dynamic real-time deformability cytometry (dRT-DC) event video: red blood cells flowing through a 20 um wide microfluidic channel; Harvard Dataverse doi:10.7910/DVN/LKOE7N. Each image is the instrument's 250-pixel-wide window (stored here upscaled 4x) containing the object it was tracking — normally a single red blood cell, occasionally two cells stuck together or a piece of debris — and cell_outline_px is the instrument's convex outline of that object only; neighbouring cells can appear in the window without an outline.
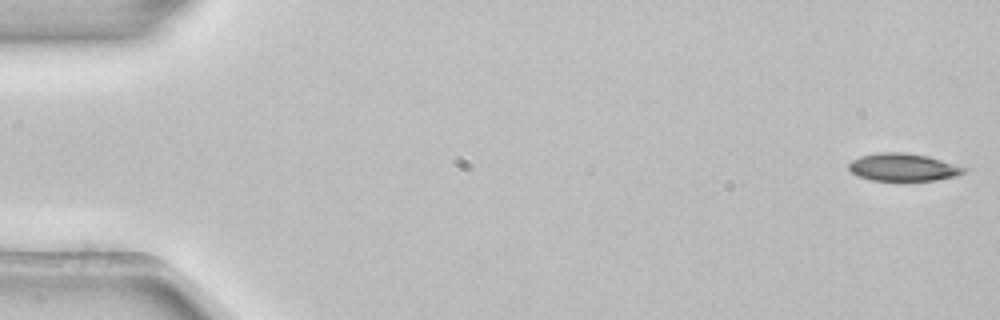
{"species": "common noctule bat (a hibernating species)", "species_latin": "Nyctalus noctula", "temperature_condition": "room temperature", "stored_images_in_passage": 11, "camera_frame_rate_fps": 3000, "um_per_image_px": 0.085, "animal": {"sex": "female", "body_mass_g": 22.7, "forearm_length_mm": 54.2}, "frame": {"image": 1, "passage_image": 1, "time_ms": 0.0, "image_size_px": [1000, 320], "cell_outline_px": [[968, 168], [964, 172], [956, 176], [936, 180], [872, 180], [860, 176], [852, 172], [848, 168], [848, 164], [852, 160], [860, 156], [880, 152], [904, 152], [928, 156]], "centroid_in_image_um": [76.77, 14.2], "position_along_channel_um": 8.2, "area_um2": 18.38}}